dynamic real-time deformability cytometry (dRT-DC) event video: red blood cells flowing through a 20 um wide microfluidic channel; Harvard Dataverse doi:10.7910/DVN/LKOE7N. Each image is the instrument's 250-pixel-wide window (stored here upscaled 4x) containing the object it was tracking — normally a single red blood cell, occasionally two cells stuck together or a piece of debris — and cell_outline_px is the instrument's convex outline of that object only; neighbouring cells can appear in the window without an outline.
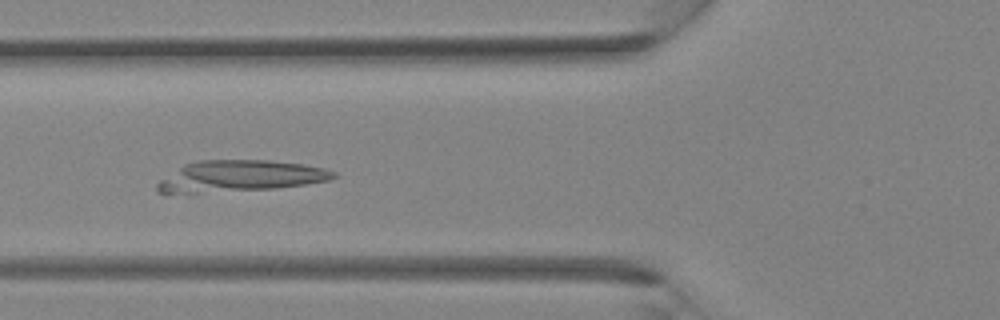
{"species": "Egyptian fruit bat (a non-hibernating species)", "species_latin": "Rousettus aegyptiacus", "temperature_condition": "room temperature", "stored_images_in_passage": 35, "camera_frame_rate_fps": 3000, "um_per_image_px": 0.085, "animal": {"sex": "female"}, "frame": {"image": 1, "passage_image": 13, "time_ms": 4.0, "image_size_px": [1000, 320], "cell_outline_px": [[336, 176], [328, 180], [304, 184], [276, 188], [196, 192], [156, 192], [156, 184], [160, 180], [184, 164], [196, 160], [268, 160], [304, 164], [324, 168], [336, 172]], "centroid_in_image_um": [20.42, 14.94], "position_along_channel_um": 105.4, "area_um2": 31.56}}
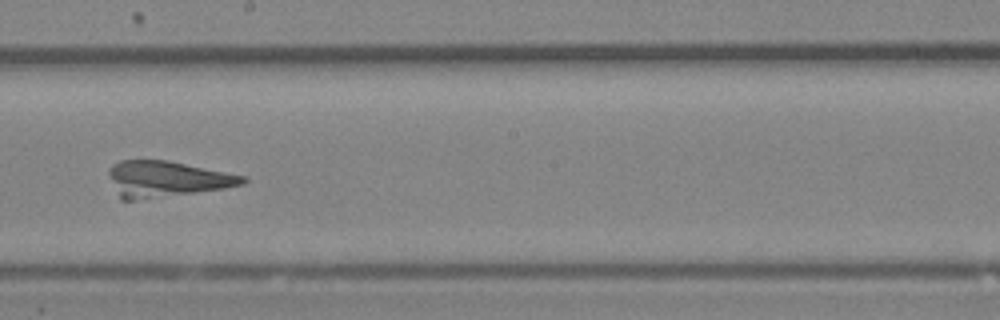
{"frame": {"image": 2, "passage_image": 20, "time_ms": 6.333, "image_size_px": [1000, 320], "cell_outline_px": [[248, 180], [244, 184], [224, 188], [132, 200], [120, 200], [108, 176], [108, 168], [112, 164], [120, 160], [168, 160], [248, 176]], "centroid_in_image_um": [14.15, 15.19], "position_along_channel_um": 234.1, "area_um2": 27.98}}
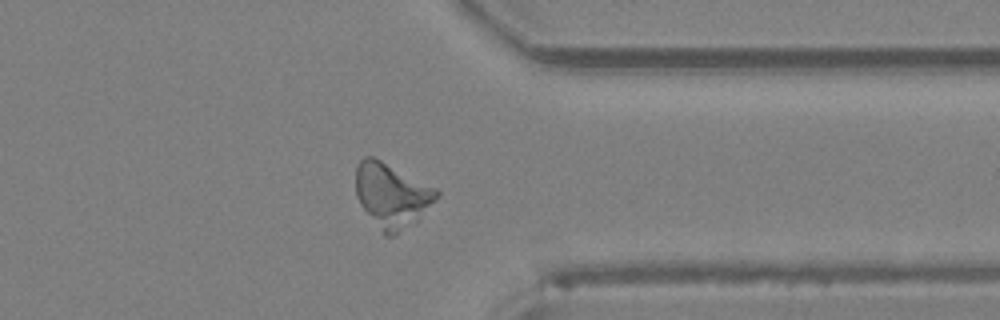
{"frame": {"image": 3, "passage_image": 28, "time_ms": 9.0, "image_size_px": [1000, 320], "cell_outline_px": [[440, 196], [416, 220], [392, 236], [384, 236], [360, 204], [356, 196], [356, 164], [364, 156], [372, 156], [436, 188], [440, 192]], "centroid_in_image_um": [33.27, 16.59], "position_along_channel_um": 378.1, "area_um2": 29.88}}